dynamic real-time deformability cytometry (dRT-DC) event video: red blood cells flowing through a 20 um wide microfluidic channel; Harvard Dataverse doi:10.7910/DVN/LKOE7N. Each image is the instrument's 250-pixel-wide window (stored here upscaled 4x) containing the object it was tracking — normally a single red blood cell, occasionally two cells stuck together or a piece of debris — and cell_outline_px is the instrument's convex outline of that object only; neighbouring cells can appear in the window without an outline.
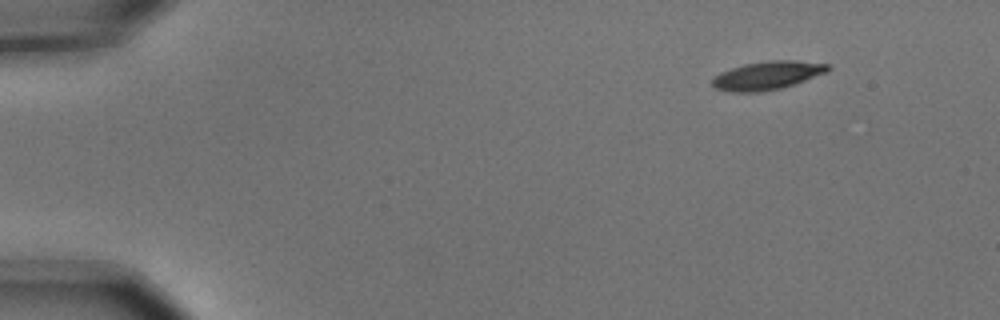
{"species": "common noctule bat (a hibernating species)", "species_latin": "Nyctalus noctula", "temperature_condition": "cold", "stored_images_in_passage": 5, "camera_frame_rate_fps": 3000, "um_per_image_px": 0.085, "animal": {"sex": "male", "body_mass_g": 15.6}, "frame": {"image": 1, "passage_image": 5, "time_ms": 1.333, "image_size_px": [1000, 320], "cell_outline_px": [[832, 68], [824, 72], [804, 80], [780, 88], [756, 92], [732, 92], [716, 88], [712, 84], [712, 80], [720, 72], [744, 64], [768, 60], [796, 60], [828, 64]], "centroid_in_image_um": [65.2, 6.4], "position_along_channel_um": 19.8, "area_um2": 18.73}}